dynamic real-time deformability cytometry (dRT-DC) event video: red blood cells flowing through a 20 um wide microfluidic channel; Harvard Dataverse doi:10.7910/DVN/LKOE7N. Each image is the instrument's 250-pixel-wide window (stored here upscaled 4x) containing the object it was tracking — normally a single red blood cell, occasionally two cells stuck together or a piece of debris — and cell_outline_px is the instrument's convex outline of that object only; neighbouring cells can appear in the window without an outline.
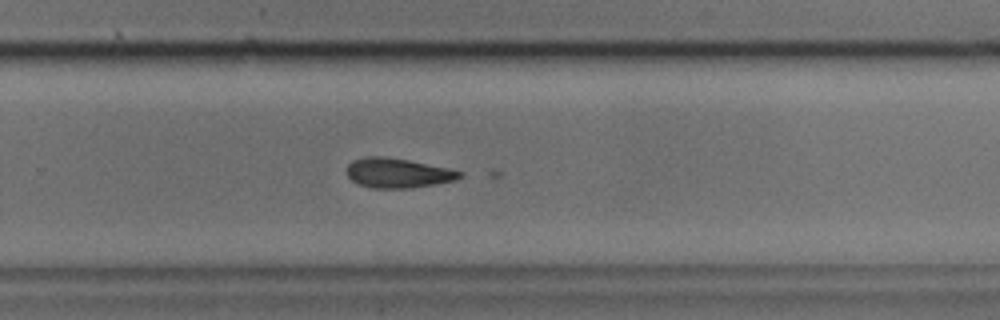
{"species": "common noctule bat (a hibernating species)", "species_latin": "Nyctalus noctula", "temperature_condition": "cold", "stored_images_in_passage": 27, "camera_frame_rate_fps": 3000, "um_per_image_px": 0.085, "animal": {"sex": "male", "body_mass_g": 17.9, "forearm_length_mm": 54.2}, "frame": {"image": 1, "passage_image": 26, "time_ms": 8.333, "image_size_px": [1000, 320], "cell_outline_px": [[464, 172], [456, 180], [436, 184], [408, 188], [372, 188], [360, 184], [352, 180], [348, 176], [348, 164], [352, 160], [364, 156], [380, 156], [408, 160], [448, 168]], "centroid_in_image_um": [33.81, 14.7], "position_along_channel_um": 296.0, "area_um2": 19.36}}